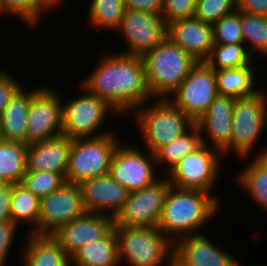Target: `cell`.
Returning <instances> with one entry per match:
<instances>
[{
    "label": "cell",
    "instance_id": "6da1fadb",
    "mask_svg": "<svg viewBox=\"0 0 267 266\" xmlns=\"http://www.w3.org/2000/svg\"><path fill=\"white\" fill-rule=\"evenodd\" d=\"M104 56V57H103ZM81 86L89 93L106 101L118 114H130L153 99L147 84V75L141 56L108 53Z\"/></svg>",
    "mask_w": 267,
    "mask_h": 266
},
{
    "label": "cell",
    "instance_id": "7a4b0ae2",
    "mask_svg": "<svg viewBox=\"0 0 267 266\" xmlns=\"http://www.w3.org/2000/svg\"><path fill=\"white\" fill-rule=\"evenodd\" d=\"M218 201L211 193L169 187L158 229L175 244L201 230L219 211Z\"/></svg>",
    "mask_w": 267,
    "mask_h": 266
},
{
    "label": "cell",
    "instance_id": "3957f363",
    "mask_svg": "<svg viewBox=\"0 0 267 266\" xmlns=\"http://www.w3.org/2000/svg\"><path fill=\"white\" fill-rule=\"evenodd\" d=\"M151 101L132 113V119L135 118L132 122H136L138 132L143 137L145 145L141 148L145 147V150L155 154L164 145L186 133L195 123L168 98H154Z\"/></svg>",
    "mask_w": 267,
    "mask_h": 266
},
{
    "label": "cell",
    "instance_id": "277c9868",
    "mask_svg": "<svg viewBox=\"0 0 267 266\" xmlns=\"http://www.w3.org/2000/svg\"><path fill=\"white\" fill-rule=\"evenodd\" d=\"M152 98H169L197 64L168 36L142 56Z\"/></svg>",
    "mask_w": 267,
    "mask_h": 266
},
{
    "label": "cell",
    "instance_id": "5b68a950",
    "mask_svg": "<svg viewBox=\"0 0 267 266\" xmlns=\"http://www.w3.org/2000/svg\"><path fill=\"white\" fill-rule=\"evenodd\" d=\"M113 228L117 237L121 265L174 266V244L158 227L113 226Z\"/></svg>",
    "mask_w": 267,
    "mask_h": 266
},
{
    "label": "cell",
    "instance_id": "8992f818",
    "mask_svg": "<svg viewBox=\"0 0 267 266\" xmlns=\"http://www.w3.org/2000/svg\"><path fill=\"white\" fill-rule=\"evenodd\" d=\"M115 135L116 132L112 131L96 138L72 139L66 182L79 185L83 181L108 175L111 158L121 142Z\"/></svg>",
    "mask_w": 267,
    "mask_h": 266
},
{
    "label": "cell",
    "instance_id": "52a82bcc",
    "mask_svg": "<svg viewBox=\"0 0 267 266\" xmlns=\"http://www.w3.org/2000/svg\"><path fill=\"white\" fill-rule=\"evenodd\" d=\"M79 87L81 93L83 91L82 95L78 94L65 103L62 101V134L72 140L96 138L111 133L106 128L102 131V125L104 126L110 113L115 114L112 116H120L118 112L80 84Z\"/></svg>",
    "mask_w": 267,
    "mask_h": 266
},
{
    "label": "cell",
    "instance_id": "ba28073f",
    "mask_svg": "<svg viewBox=\"0 0 267 266\" xmlns=\"http://www.w3.org/2000/svg\"><path fill=\"white\" fill-rule=\"evenodd\" d=\"M223 158L220 150L202 144L196 151L181 159L165 176L173 187L201 190L211 193L220 201L213 192L221 178Z\"/></svg>",
    "mask_w": 267,
    "mask_h": 266
},
{
    "label": "cell",
    "instance_id": "9c48e42d",
    "mask_svg": "<svg viewBox=\"0 0 267 266\" xmlns=\"http://www.w3.org/2000/svg\"><path fill=\"white\" fill-rule=\"evenodd\" d=\"M267 128V94L236 98L232 115L231 153L248 160ZM254 148V149H253ZM238 154V155H237Z\"/></svg>",
    "mask_w": 267,
    "mask_h": 266
},
{
    "label": "cell",
    "instance_id": "30bf717a",
    "mask_svg": "<svg viewBox=\"0 0 267 266\" xmlns=\"http://www.w3.org/2000/svg\"><path fill=\"white\" fill-rule=\"evenodd\" d=\"M115 149L110 162V176L129 193L138 191L155 183L158 178L156 172L155 154L143 151L139 146L122 144Z\"/></svg>",
    "mask_w": 267,
    "mask_h": 266
},
{
    "label": "cell",
    "instance_id": "8fae6325",
    "mask_svg": "<svg viewBox=\"0 0 267 266\" xmlns=\"http://www.w3.org/2000/svg\"><path fill=\"white\" fill-rule=\"evenodd\" d=\"M217 95L215 70L197 62L168 99L195 123Z\"/></svg>",
    "mask_w": 267,
    "mask_h": 266
},
{
    "label": "cell",
    "instance_id": "7c38bea8",
    "mask_svg": "<svg viewBox=\"0 0 267 266\" xmlns=\"http://www.w3.org/2000/svg\"><path fill=\"white\" fill-rule=\"evenodd\" d=\"M164 177V178H163ZM155 183L128 194L114 217V226L158 227L165 197L171 186L166 176Z\"/></svg>",
    "mask_w": 267,
    "mask_h": 266
},
{
    "label": "cell",
    "instance_id": "4fadbf2b",
    "mask_svg": "<svg viewBox=\"0 0 267 266\" xmlns=\"http://www.w3.org/2000/svg\"><path fill=\"white\" fill-rule=\"evenodd\" d=\"M49 86L32 96L27 112L25 145L39 143L62 134V98Z\"/></svg>",
    "mask_w": 267,
    "mask_h": 266
},
{
    "label": "cell",
    "instance_id": "5bb4252c",
    "mask_svg": "<svg viewBox=\"0 0 267 266\" xmlns=\"http://www.w3.org/2000/svg\"><path fill=\"white\" fill-rule=\"evenodd\" d=\"M167 30L161 14L126 9L115 32L120 31L129 48L120 53L142 57L167 37Z\"/></svg>",
    "mask_w": 267,
    "mask_h": 266
},
{
    "label": "cell",
    "instance_id": "9a60e30c",
    "mask_svg": "<svg viewBox=\"0 0 267 266\" xmlns=\"http://www.w3.org/2000/svg\"><path fill=\"white\" fill-rule=\"evenodd\" d=\"M86 212L79 185L66 182L55 192L40 199L38 235L51 236Z\"/></svg>",
    "mask_w": 267,
    "mask_h": 266
},
{
    "label": "cell",
    "instance_id": "2e32d148",
    "mask_svg": "<svg viewBox=\"0 0 267 266\" xmlns=\"http://www.w3.org/2000/svg\"><path fill=\"white\" fill-rule=\"evenodd\" d=\"M235 101L234 97L218 94L207 111L195 122L200 129L202 143L220 150L223 157L231 154L232 115ZM206 135L207 137H204Z\"/></svg>",
    "mask_w": 267,
    "mask_h": 266
},
{
    "label": "cell",
    "instance_id": "e0dca14e",
    "mask_svg": "<svg viewBox=\"0 0 267 266\" xmlns=\"http://www.w3.org/2000/svg\"><path fill=\"white\" fill-rule=\"evenodd\" d=\"M114 226L113 218L86 212L51 236L70 258L84 244L102 239Z\"/></svg>",
    "mask_w": 267,
    "mask_h": 266
},
{
    "label": "cell",
    "instance_id": "ac0fdd59",
    "mask_svg": "<svg viewBox=\"0 0 267 266\" xmlns=\"http://www.w3.org/2000/svg\"><path fill=\"white\" fill-rule=\"evenodd\" d=\"M221 249L204 233L183 237L174 244V266H241Z\"/></svg>",
    "mask_w": 267,
    "mask_h": 266
},
{
    "label": "cell",
    "instance_id": "d6986e66",
    "mask_svg": "<svg viewBox=\"0 0 267 266\" xmlns=\"http://www.w3.org/2000/svg\"><path fill=\"white\" fill-rule=\"evenodd\" d=\"M82 202L87 212L114 217L128 198V190L116 182L110 174L92 178L79 184Z\"/></svg>",
    "mask_w": 267,
    "mask_h": 266
},
{
    "label": "cell",
    "instance_id": "ffe728a7",
    "mask_svg": "<svg viewBox=\"0 0 267 266\" xmlns=\"http://www.w3.org/2000/svg\"><path fill=\"white\" fill-rule=\"evenodd\" d=\"M167 36L198 62H205L214 46L213 25L195 17L169 23Z\"/></svg>",
    "mask_w": 267,
    "mask_h": 266
},
{
    "label": "cell",
    "instance_id": "44dd1931",
    "mask_svg": "<svg viewBox=\"0 0 267 266\" xmlns=\"http://www.w3.org/2000/svg\"><path fill=\"white\" fill-rule=\"evenodd\" d=\"M71 139L57 137L27 145L26 171H49L66 176Z\"/></svg>",
    "mask_w": 267,
    "mask_h": 266
},
{
    "label": "cell",
    "instance_id": "7402d4cb",
    "mask_svg": "<svg viewBox=\"0 0 267 266\" xmlns=\"http://www.w3.org/2000/svg\"><path fill=\"white\" fill-rule=\"evenodd\" d=\"M41 88L31 91L22 88V85L9 99L0 115V139L25 144L27 112L32 96Z\"/></svg>",
    "mask_w": 267,
    "mask_h": 266
},
{
    "label": "cell",
    "instance_id": "603a6c76",
    "mask_svg": "<svg viewBox=\"0 0 267 266\" xmlns=\"http://www.w3.org/2000/svg\"><path fill=\"white\" fill-rule=\"evenodd\" d=\"M21 246V266H72L67 256L52 236L28 234Z\"/></svg>",
    "mask_w": 267,
    "mask_h": 266
},
{
    "label": "cell",
    "instance_id": "cb8c5ba5",
    "mask_svg": "<svg viewBox=\"0 0 267 266\" xmlns=\"http://www.w3.org/2000/svg\"><path fill=\"white\" fill-rule=\"evenodd\" d=\"M254 59L248 64L238 68L215 70L217 92L234 98L253 96L261 91L255 89L256 80Z\"/></svg>",
    "mask_w": 267,
    "mask_h": 266
},
{
    "label": "cell",
    "instance_id": "d4e9b609",
    "mask_svg": "<svg viewBox=\"0 0 267 266\" xmlns=\"http://www.w3.org/2000/svg\"><path fill=\"white\" fill-rule=\"evenodd\" d=\"M73 266H120L117 237L112 228L102 239L82 245L71 257Z\"/></svg>",
    "mask_w": 267,
    "mask_h": 266
},
{
    "label": "cell",
    "instance_id": "484cf974",
    "mask_svg": "<svg viewBox=\"0 0 267 266\" xmlns=\"http://www.w3.org/2000/svg\"><path fill=\"white\" fill-rule=\"evenodd\" d=\"M237 175L238 185L267 212V147L258 151Z\"/></svg>",
    "mask_w": 267,
    "mask_h": 266
},
{
    "label": "cell",
    "instance_id": "4316f807",
    "mask_svg": "<svg viewBox=\"0 0 267 266\" xmlns=\"http://www.w3.org/2000/svg\"><path fill=\"white\" fill-rule=\"evenodd\" d=\"M40 198L34 195L21 183L12 184L10 199L11 221L19 227L21 224L30 225L28 234L38 235V219ZM30 223V224H29Z\"/></svg>",
    "mask_w": 267,
    "mask_h": 266
},
{
    "label": "cell",
    "instance_id": "83f0119b",
    "mask_svg": "<svg viewBox=\"0 0 267 266\" xmlns=\"http://www.w3.org/2000/svg\"><path fill=\"white\" fill-rule=\"evenodd\" d=\"M202 144L200 129L194 124L182 136L175 138L155 153L157 169L159 165L165 167L164 175H167L181 159L196 151Z\"/></svg>",
    "mask_w": 267,
    "mask_h": 266
},
{
    "label": "cell",
    "instance_id": "f1b7e54d",
    "mask_svg": "<svg viewBox=\"0 0 267 266\" xmlns=\"http://www.w3.org/2000/svg\"><path fill=\"white\" fill-rule=\"evenodd\" d=\"M27 145L0 139V177L9 184L21 183L26 173Z\"/></svg>",
    "mask_w": 267,
    "mask_h": 266
},
{
    "label": "cell",
    "instance_id": "f546056e",
    "mask_svg": "<svg viewBox=\"0 0 267 266\" xmlns=\"http://www.w3.org/2000/svg\"><path fill=\"white\" fill-rule=\"evenodd\" d=\"M243 43L248 53L253 56L267 57V17L240 11ZM251 48H250V47Z\"/></svg>",
    "mask_w": 267,
    "mask_h": 266
},
{
    "label": "cell",
    "instance_id": "4dcf8cb0",
    "mask_svg": "<svg viewBox=\"0 0 267 266\" xmlns=\"http://www.w3.org/2000/svg\"><path fill=\"white\" fill-rule=\"evenodd\" d=\"M88 6V23L101 30L116 31L126 10L123 0H92Z\"/></svg>",
    "mask_w": 267,
    "mask_h": 266
},
{
    "label": "cell",
    "instance_id": "1f68e13d",
    "mask_svg": "<svg viewBox=\"0 0 267 266\" xmlns=\"http://www.w3.org/2000/svg\"><path fill=\"white\" fill-rule=\"evenodd\" d=\"M254 58L248 53L244 43L214 44L211 54L205 61L213 70L238 68L248 65Z\"/></svg>",
    "mask_w": 267,
    "mask_h": 266
},
{
    "label": "cell",
    "instance_id": "d6a6232c",
    "mask_svg": "<svg viewBox=\"0 0 267 266\" xmlns=\"http://www.w3.org/2000/svg\"><path fill=\"white\" fill-rule=\"evenodd\" d=\"M46 10L39 0H0V15H15L31 28L39 25Z\"/></svg>",
    "mask_w": 267,
    "mask_h": 266
},
{
    "label": "cell",
    "instance_id": "836d02e7",
    "mask_svg": "<svg viewBox=\"0 0 267 266\" xmlns=\"http://www.w3.org/2000/svg\"><path fill=\"white\" fill-rule=\"evenodd\" d=\"M65 178L59 173L49 171H26L21 184L40 199L58 190Z\"/></svg>",
    "mask_w": 267,
    "mask_h": 266
},
{
    "label": "cell",
    "instance_id": "e575fe53",
    "mask_svg": "<svg viewBox=\"0 0 267 266\" xmlns=\"http://www.w3.org/2000/svg\"><path fill=\"white\" fill-rule=\"evenodd\" d=\"M236 10V0H196L194 17L203 23L214 25Z\"/></svg>",
    "mask_w": 267,
    "mask_h": 266
},
{
    "label": "cell",
    "instance_id": "d590c367",
    "mask_svg": "<svg viewBox=\"0 0 267 266\" xmlns=\"http://www.w3.org/2000/svg\"><path fill=\"white\" fill-rule=\"evenodd\" d=\"M214 44L229 45L243 43L240 10L224 16L213 25Z\"/></svg>",
    "mask_w": 267,
    "mask_h": 266
},
{
    "label": "cell",
    "instance_id": "8d00e7d4",
    "mask_svg": "<svg viewBox=\"0 0 267 266\" xmlns=\"http://www.w3.org/2000/svg\"><path fill=\"white\" fill-rule=\"evenodd\" d=\"M196 0H164L162 16L166 24L194 17Z\"/></svg>",
    "mask_w": 267,
    "mask_h": 266
},
{
    "label": "cell",
    "instance_id": "74e56055",
    "mask_svg": "<svg viewBox=\"0 0 267 266\" xmlns=\"http://www.w3.org/2000/svg\"><path fill=\"white\" fill-rule=\"evenodd\" d=\"M17 226L12 221L0 223V266H6L11 245L17 232Z\"/></svg>",
    "mask_w": 267,
    "mask_h": 266
},
{
    "label": "cell",
    "instance_id": "f35d334b",
    "mask_svg": "<svg viewBox=\"0 0 267 266\" xmlns=\"http://www.w3.org/2000/svg\"><path fill=\"white\" fill-rule=\"evenodd\" d=\"M10 70L0 69V115L6 107L9 99L15 91L21 86Z\"/></svg>",
    "mask_w": 267,
    "mask_h": 266
},
{
    "label": "cell",
    "instance_id": "ab89813d",
    "mask_svg": "<svg viewBox=\"0 0 267 266\" xmlns=\"http://www.w3.org/2000/svg\"><path fill=\"white\" fill-rule=\"evenodd\" d=\"M125 9L161 14L164 0H123Z\"/></svg>",
    "mask_w": 267,
    "mask_h": 266
},
{
    "label": "cell",
    "instance_id": "60d3db41",
    "mask_svg": "<svg viewBox=\"0 0 267 266\" xmlns=\"http://www.w3.org/2000/svg\"><path fill=\"white\" fill-rule=\"evenodd\" d=\"M237 10L267 17V0H236Z\"/></svg>",
    "mask_w": 267,
    "mask_h": 266
},
{
    "label": "cell",
    "instance_id": "b9f144b4",
    "mask_svg": "<svg viewBox=\"0 0 267 266\" xmlns=\"http://www.w3.org/2000/svg\"><path fill=\"white\" fill-rule=\"evenodd\" d=\"M12 193V184H8L0 190V223L11 221L10 199Z\"/></svg>",
    "mask_w": 267,
    "mask_h": 266
},
{
    "label": "cell",
    "instance_id": "7bdbcfd3",
    "mask_svg": "<svg viewBox=\"0 0 267 266\" xmlns=\"http://www.w3.org/2000/svg\"><path fill=\"white\" fill-rule=\"evenodd\" d=\"M48 10L59 6L63 0H39Z\"/></svg>",
    "mask_w": 267,
    "mask_h": 266
},
{
    "label": "cell",
    "instance_id": "ee69618b",
    "mask_svg": "<svg viewBox=\"0 0 267 266\" xmlns=\"http://www.w3.org/2000/svg\"><path fill=\"white\" fill-rule=\"evenodd\" d=\"M9 183L2 177H0V190L5 188Z\"/></svg>",
    "mask_w": 267,
    "mask_h": 266
}]
</instances>
